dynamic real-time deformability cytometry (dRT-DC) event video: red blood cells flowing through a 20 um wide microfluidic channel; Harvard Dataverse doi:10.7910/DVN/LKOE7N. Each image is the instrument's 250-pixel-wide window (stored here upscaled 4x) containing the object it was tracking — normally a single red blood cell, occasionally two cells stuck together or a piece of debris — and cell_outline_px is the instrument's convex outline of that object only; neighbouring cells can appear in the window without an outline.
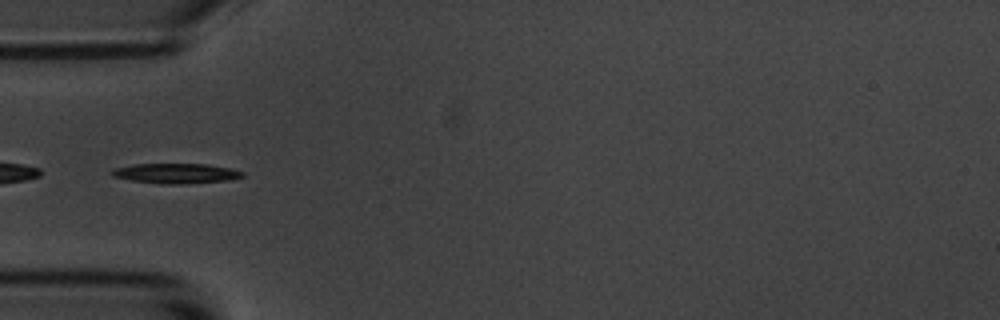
{"species": "common noctule bat (a hibernating species)", "species_latin": "Nyctalus noctula", "temperature_condition": "room temperature", "stored_images_in_passage": 6, "segment_of_instrument_passage": [2, 2], "camera_frame_rate_fps": 3000, "um_per_image_px": 0.085, "animal": {"sex": "male", "body_mass_g": 20.1, "forearm_length_mm": 53.5}, "frame": {"image": 1, "passage_image": 6, "time_ms": 5.667, "image_size_px": [1000, 320], "cell_outline_px": [[244, 176], [232, 180], [184, 184], [160, 184], [132, 180], [112, 176], [108, 172], [112, 168], [136, 164], [204, 164], [232, 168], [244, 172]], "centroid_in_image_um": [14.96, 14.74], "position_along_channel_um": 70.0, "area_um2": 15.43}}